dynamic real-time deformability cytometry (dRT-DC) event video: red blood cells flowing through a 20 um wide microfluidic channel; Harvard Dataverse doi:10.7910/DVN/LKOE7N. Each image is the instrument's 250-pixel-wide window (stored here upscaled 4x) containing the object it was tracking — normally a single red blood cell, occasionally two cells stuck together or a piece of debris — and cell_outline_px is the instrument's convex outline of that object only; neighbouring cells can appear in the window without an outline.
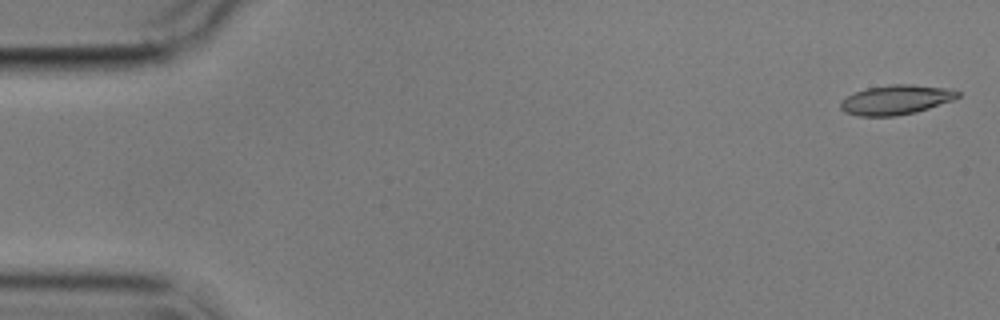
{"species": "common noctule bat (a hibernating species)", "species_latin": "Nyctalus noctula", "temperature_condition": "cold", "stored_images_in_passage": 5, "camera_frame_rate_fps": 3000, "um_per_image_px": 0.085, "animal": {"sex": "male", "body_mass_g": 17.9}, "frame": {"image": 1, "passage_image": 1, "time_ms": 0.0, "image_size_px": [1000, 320], "cell_outline_px": [[960, 96], [952, 100], [916, 112], [896, 116], [856, 116], [844, 112], [840, 108], [840, 100], [856, 92], [868, 88], [892, 84], [912, 84], [952, 88], [960, 92]], "centroid_in_image_um": [76.17, 8.48], "position_along_channel_um": 8.8, "area_um2": 20.29}}
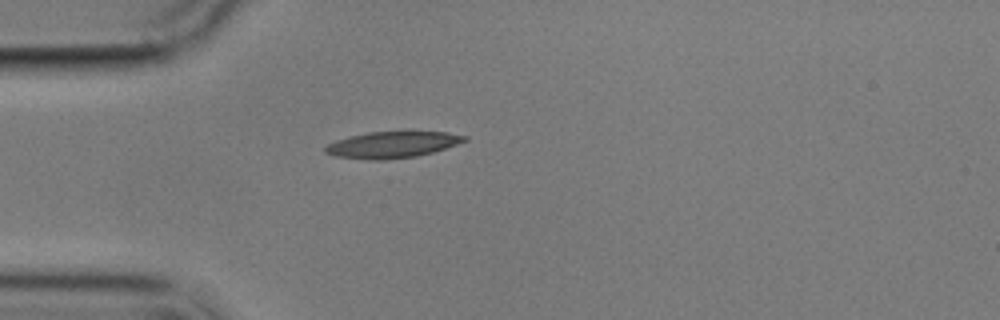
{"frame": {"image": 2, "passage_image": 5, "time_ms": 4.667, "image_size_px": [1000, 320], "cell_outline_px": [[468, 140], [432, 152], [416, 156], [384, 160], [368, 160], [336, 156], [324, 152], [324, 148], [328, 144], [336, 140], [368, 132], [448, 132], [468, 136]], "centroid_in_image_um": [33.34, 12.3], "position_along_channel_um": 51.7, "area_um2": 21.15}}